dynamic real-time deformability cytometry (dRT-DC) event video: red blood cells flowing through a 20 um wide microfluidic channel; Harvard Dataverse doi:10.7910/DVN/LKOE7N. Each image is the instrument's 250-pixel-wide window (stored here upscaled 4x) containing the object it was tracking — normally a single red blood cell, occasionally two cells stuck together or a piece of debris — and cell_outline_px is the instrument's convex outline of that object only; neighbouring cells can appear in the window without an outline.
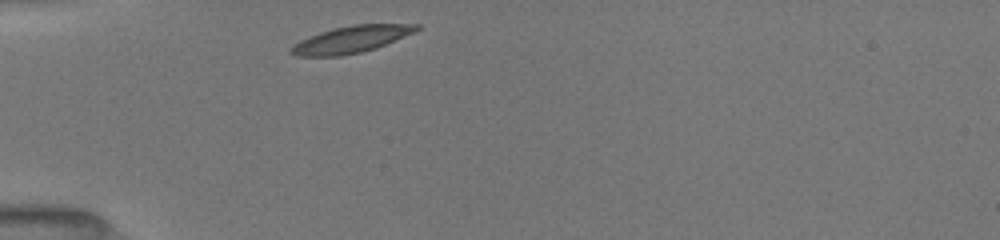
{"species": "common noctule bat (a hibernating species)", "species_latin": "Nyctalus noctula", "temperature_condition": "room temperature", "stored_images_in_passage": 4, "camera_frame_rate_fps": 3000, "um_per_image_px": 0.085, "animal": {"sex": "female", "body_mass_g": 19.5, "forearm_length_mm": 54.1}, "frame": {"image": 1, "passage_image": 1, "time_ms": 0.0, "image_size_px": [1000, 240], "cell_outline_px": [[420, 28], [416, 32], [376, 48], [360, 52], [340, 56], [300, 56], [288, 52], [288, 48], [300, 40], [308, 36], [332, 28], [352, 24], [420, 24]], "centroid_in_image_um": [29.84, 3.34], "position_along_channel_um": 55.2, "area_um2": 19.77}}
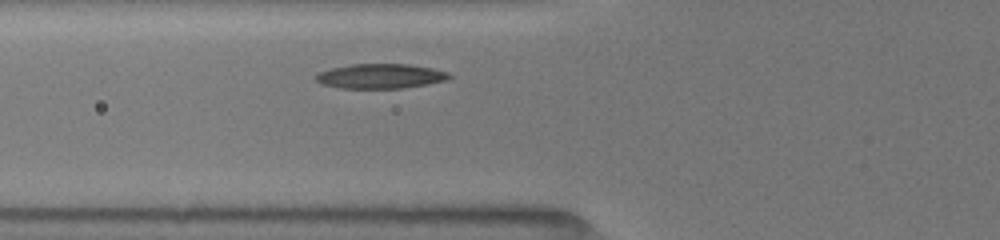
{"frame": {"image": 2, "passage_image": 4, "time_ms": 1.333, "image_size_px": [1000, 240], "cell_outline_px": [[452, 76], [448, 80], [428, 84], [404, 88], [336, 88], [324, 84], [316, 80], [316, 76], [320, 72], [332, 68], [352, 64], [408, 64], [432, 68], [448, 72]], "centroid_in_image_um": [32.39, 6.47], "position_along_channel_um": 93.4, "area_um2": 19.13}}